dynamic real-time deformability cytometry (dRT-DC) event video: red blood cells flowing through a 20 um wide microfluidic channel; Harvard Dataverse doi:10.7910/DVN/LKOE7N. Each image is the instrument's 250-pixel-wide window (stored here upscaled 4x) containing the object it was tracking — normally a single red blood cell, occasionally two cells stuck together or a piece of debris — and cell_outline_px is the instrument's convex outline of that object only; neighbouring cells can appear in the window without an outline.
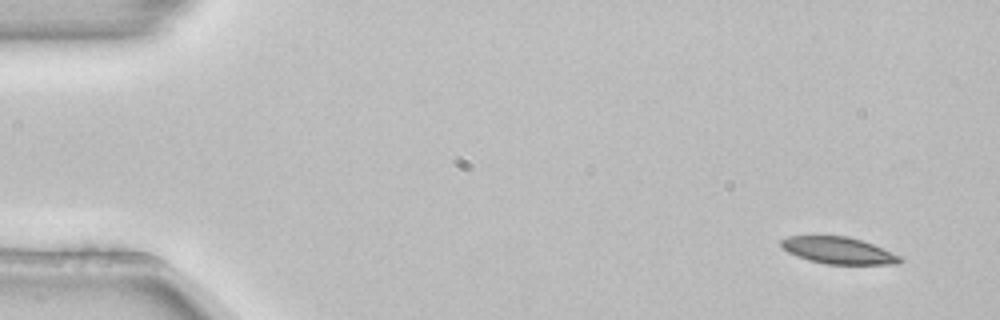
{"species": "common noctule bat (a hibernating species)", "species_latin": "Nyctalus noctula", "temperature_condition": "room temperature", "stored_images_in_passage": 4, "camera_frame_rate_fps": 3000, "um_per_image_px": 0.085, "animal": {"sex": "female", "body_mass_g": 22.7, "forearm_length_mm": 54.2}, "frame": {"image": 1, "passage_image": 1, "time_ms": 0.0, "image_size_px": [1000, 320], "cell_outline_px": [[904, 260], [900, 264], [824, 264], [808, 260], [796, 256], [788, 252], [780, 244], [780, 240], [788, 236], [848, 236], [872, 244], [900, 256]], "centroid_in_image_um": [71.25, 21.3], "position_along_channel_um": 13.7, "area_um2": 18.5}}
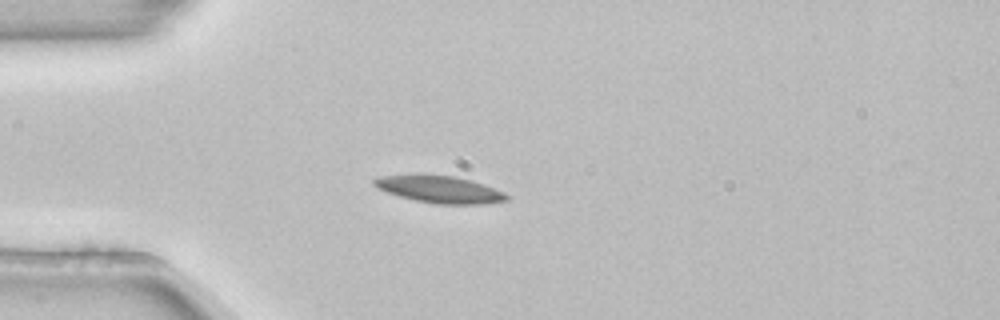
{"frame": {"image": 2, "passage_image": 4, "time_ms": 1.0, "image_size_px": [1000, 320], "cell_outline_px": [[508, 200], [488, 204], [436, 204], [416, 200], [400, 196], [388, 192], [372, 184], [372, 180], [380, 176], [452, 176], [468, 180], [504, 192], [508, 196]], "centroid_in_image_um": [37.41, 16.13], "position_along_channel_um": 47.6, "area_um2": 20.06}}